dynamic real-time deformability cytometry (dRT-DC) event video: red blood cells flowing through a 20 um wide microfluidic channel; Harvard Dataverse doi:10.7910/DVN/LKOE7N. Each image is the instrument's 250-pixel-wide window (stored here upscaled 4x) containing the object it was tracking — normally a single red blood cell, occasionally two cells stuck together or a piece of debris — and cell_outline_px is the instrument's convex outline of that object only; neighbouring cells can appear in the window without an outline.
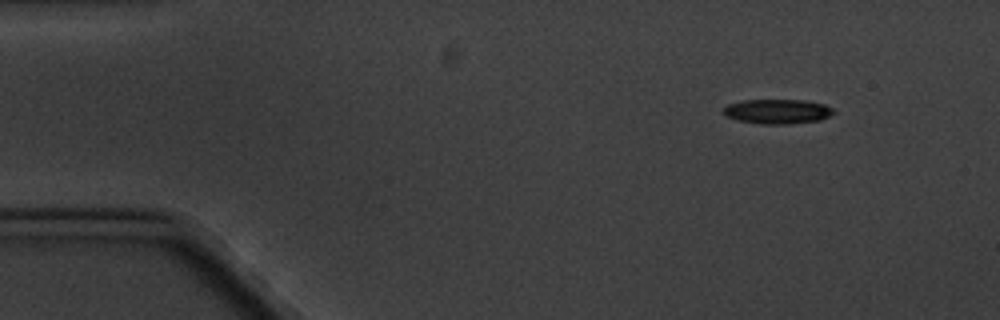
{"species": "common noctule bat (a hibernating species)", "species_latin": "Nyctalus noctula", "temperature_condition": "cold", "stored_images_in_passage": 3, "camera_frame_rate_fps": 3000, "um_per_image_px": 0.085, "animal": {"sex": "male", "body_mass_g": 20.1, "forearm_length_mm": 53.5}, "frame": {"image": 1, "passage_image": 1, "time_ms": 0.0, "image_size_px": [1000, 320], "cell_outline_px": [[836, 112], [820, 120], [788, 124], [760, 124], [736, 120], [728, 116], [724, 112], [724, 108], [728, 104], [744, 100], [804, 100], [824, 104], [832, 108]], "centroid_in_image_um": [66.1, 9.47], "position_along_channel_um": 18.9, "area_um2": 15.72}}
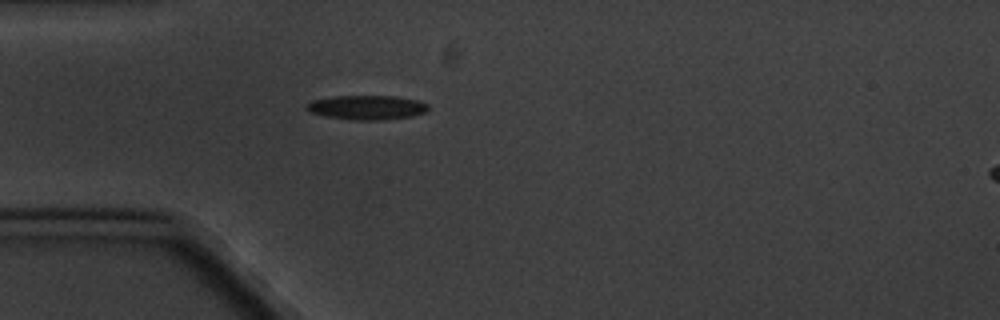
{"frame": {"image": 2, "passage_image": 3, "time_ms": 3.333, "image_size_px": [1000, 320], "cell_outline_px": [[428, 108], [424, 112], [412, 116], [380, 120], [352, 120], [324, 116], [312, 112], [304, 108], [304, 104], [312, 100], [336, 96], [396, 96], [416, 100], [428, 104]], "centroid_in_image_um": [31.14, 9.13], "position_along_channel_um": 53.9, "area_um2": 17.22}}